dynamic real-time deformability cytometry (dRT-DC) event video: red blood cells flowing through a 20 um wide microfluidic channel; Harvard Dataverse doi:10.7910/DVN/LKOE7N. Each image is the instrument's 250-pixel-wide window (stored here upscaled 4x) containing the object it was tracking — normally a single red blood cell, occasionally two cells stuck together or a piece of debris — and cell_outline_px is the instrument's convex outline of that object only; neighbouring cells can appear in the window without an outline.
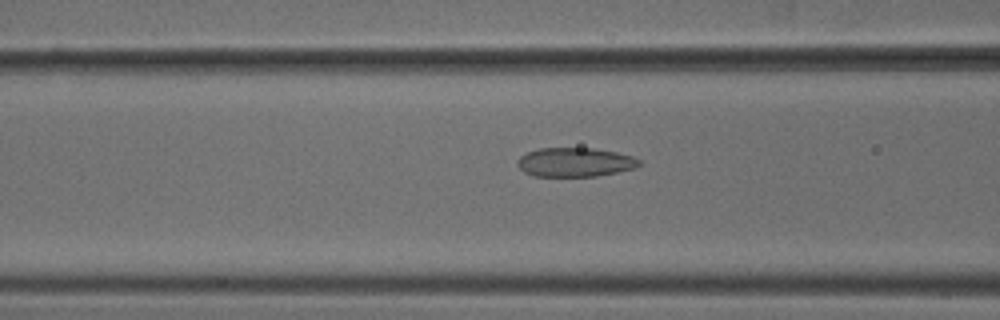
{"species": "common noctule bat (a hibernating species)", "species_latin": "Nyctalus noctula", "temperature_condition": "cold", "stored_images_in_passage": 52, "camera_frame_rate_fps": 3000, "um_per_image_px": 0.085, "animal": {"sex": "male", "body_mass_g": 18.8}, "frame": {"image": 1, "passage_image": 21, "time_ms": 6.667, "image_size_px": [1000, 320], "cell_outline_px": [[640, 164], [636, 168], [596, 176], [532, 176], [524, 172], [516, 164], [516, 160], [520, 156], [528, 152], [540, 148], [592, 148], [616, 152], [632, 156], [640, 160]], "centroid_in_image_um": [48.85, 13.79], "position_along_channel_um": 117.8, "area_um2": 20.63}}
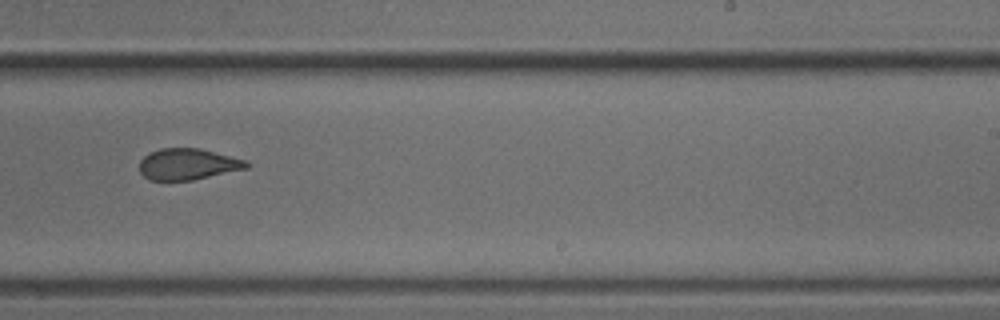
{"frame": {"image": 2, "passage_image": 33, "time_ms": 10.667, "image_size_px": [1000, 320], "cell_outline_px": [[248, 168], [192, 180], [148, 180], [140, 172], [140, 160], [144, 156], [160, 148], [200, 148], [248, 160]], "centroid_in_image_um": [15.98, 13.95], "position_along_channel_um": 273.0, "area_um2": 19.48}}
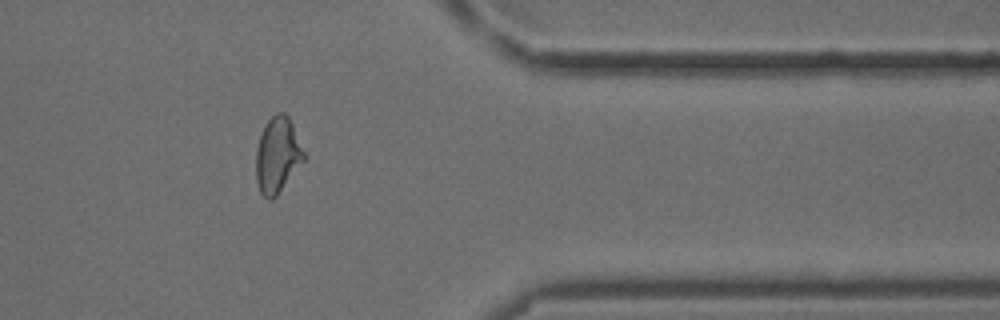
{"frame": {"image": 3, "passage_image": 43, "time_ms": 14.0, "image_size_px": [1000, 320], "cell_outline_px": [[304, 160], [276, 196], [272, 200], [268, 200], [260, 192], [256, 180], [256, 148], [260, 136], [268, 120], [276, 112], [284, 112], [288, 116], [292, 124], [304, 152]], "centroid_in_image_um": [23.57, 13.19], "position_along_channel_um": 387.8, "area_um2": 20.81}, "authors_computed_cell_mechanics": {"area_um2": 20.8658, "velocity_mm_per_s": 3.891, "shape_relaxation_time_tau1_ms": null, "shape_relaxation_time_tau2_ms": 1.4149, "deformation_change_tau1": null, "deformation_change_tau2": 0.0794}}